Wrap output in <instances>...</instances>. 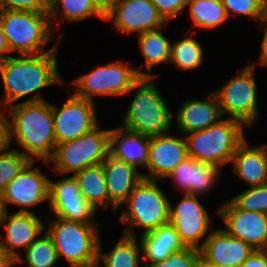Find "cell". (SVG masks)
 <instances>
[{"label":"cell","mask_w":267,"mask_h":267,"mask_svg":"<svg viewBox=\"0 0 267 267\" xmlns=\"http://www.w3.org/2000/svg\"><path fill=\"white\" fill-rule=\"evenodd\" d=\"M102 164L109 194V207L113 208L114 213H116L136 185L143 179V174L138 173L136 167L110 155Z\"/></svg>","instance_id":"obj_21"},{"label":"cell","mask_w":267,"mask_h":267,"mask_svg":"<svg viewBox=\"0 0 267 267\" xmlns=\"http://www.w3.org/2000/svg\"><path fill=\"white\" fill-rule=\"evenodd\" d=\"M154 77H141L131 88L136 90L128 106L121 127L147 136L169 131L173 113L161 97Z\"/></svg>","instance_id":"obj_4"},{"label":"cell","mask_w":267,"mask_h":267,"mask_svg":"<svg viewBox=\"0 0 267 267\" xmlns=\"http://www.w3.org/2000/svg\"><path fill=\"white\" fill-rule=\"evenodd\" d=\"M110 128L102 129L98 125L91 132L56 145L53 157V169L58 175L73 172L102 163L109 155Z\"/></svg>","instance_id":"obj_8"},{"label":"cell","mask_w":267,"mask_h":267,"mask_svg":"<svg viewBox=\"0 0 267 267\" xmlns=\"http://www.w3.org/2000/svg\"><path fill=\"white\" fill-rule=\"evenodd\" d=\"M198 267H211V266L201 261Z\"/></svg>","instance_id":"obj_46"},{"label":"cell","mask_w":267,"mask_h":267,"mask_svg":"<svg viewBox=\"0 0 267 267\" xmlns=\"http://www.w3.org/2000/svg\"><path fill=\"white\" fill-rule=\"evenodd\" d=\"M187 157L185 137H175L167 133L151 136L146 166L148 174H143V178L157 181L165 179Z\"/></svg>","instance_id":"obj_17"},{"label":"cell","mask_w":267,"mask_h":267,"mask_svg":"<svg viewBox=\"0 0 267 267\" xmlns=\"http://www.w3.org/2000/svg\"><path fill=\"white\" fill-rule=\"evenodd\" d=\"M9 142L13 140L30 161L38 158L49 165L56 149L52 105L37 93L28 100L10 105ZM15 137V139L13 138Z\"/></svg>","instance_id":"obj_1"},{"label":"cell","mask_w":267,"mask_h":267,"mask_svg":"<svg viewBox=\"0 0 267 267\" xmlns=\"http://www.w3.org/2000/svg\"><path fill=\"white\" fill-rule=\"evenodd\" d=\"M192 37L189 36L174 44L171 43L169 64L172 63L183 71H189L202 65L204 52L201 43Z\"/></svg>","instance_id":"obj_31"},{"label":"cell","mask_w":267,"mask_h":267,"mask_svg":"<svg viewBox=\"0 0 267 267\" xmlns=\"http://www.w3.org/2000/svg\"><path fill=\"white\" fill-rule=\"evenodd\" d=\"M49 207L56 217L85 224H98L93 218L98 211L82 196L73 175L56 182L50 180Z\"/></svg>","instance_id":"obj_15"},{"label":"cell","mask_w":267,"mask_h":267,"mask_svg":"<svg viewBox=\"0 0 267 267\" xmlns=\"http://www.w3.org/2000/svg\"><path fill=\"white\" fill-rule=\"evenodd\" d=\"M119 32L138 34L163 28L166 21L149 0H119L106 15Z\"/></svg>","instance_id":"obj_16"},{"label":"cell","mask_w":267,"mask_h":267,"mask_svg":"<svg viewBox=\"0 0 267 267\" xmlns=\"http://www.w3.org/2000/svg\"><path fill=\"white\" fill-rule=\"evenodd\" d=\"M140 245L149 263L163 261L171 253L185 248L176 229L171 223L161 225L155 230L142 234Z\"/></svg>","instance_id":"obj_25"},{"label":"cell","mask_w":267,"mask_h":267,"mask_svg":"<svg viewBox=\"0 0 267 267\" xmlns=\"http://www.w3.org/2000/svg\"><path fill=\"white\" fill-rule=\"evenodd\" d=\"M150 136L129 131L121 126L111 129L109 155L138 167L147 166Z\"/></svg>","instance_id":"obj_24"},{"label":"cell","mask_w":267,"mask_h":267,"mask_svg":"<svg viewBox=\"0 0 267 267\" xmlns=\"http://www.w3.org/2000/svg\"><path fill=\"white\" fill-rule=\"evenodd\" d=\"M240 267H267V251L254 250Z\"/></svg>","instance_id":"obj_40"},{"label":"cell","mask_w":267,"mask_h":267,"mask_svg":"<svg viewBox=\"0 0 267 267\" xmlns=\"http://www.w3.org/2000/svg\"><path fill=\"white\" fill-rule=\"evenodd\" d=\"M24 253L28 267H53L59 260L53 240L47 232L32 242Z\"/></svg>","instance_id":"obj_32"},{"label":"cell","mask_w":267,"mask_h":267,"mask_svg":"<svg viewBox=\"0 0 267 267\" xmlns=\"http://www.w3.org/2000/svg\"><path fill=\"white\" fill-rule=\"evenodd\" d=\"M119 0H92L95 7L106 17Z\"/></svg>","instance_id":"obj_42"},{"label":"cell","mask_w":267,"mask_h":267,"mask_svg":"<svg viewBox=\"0 0 267 267\" xmlns=\"http://www.w3.org/2000/svg\"><path fill=\"white\" fill-rule=\"evenodd\" d=\"M57 52L8 57L0 63L3 100L0 109L51 85H64L57 68Z\"/></svg>","instance_id":"obj_2"},{"label":"cell","mask_w":267,"mask_h":267,"mask_svg":"<svg viewBox=\"0 0 267 267\" xmlns=\"http://www.w3.org/2000/svg\"><path fill=\"white\" fill-rule=\"evenodd\" d=\"M127 209L120 214V221L125 223V235L135 237L134 226L144 228L148 233L161 225L169 223V203L157 180L143 178L124 202Z\"/></svg>","instance_id":"obj_7"},{"label":"cell","mask_w":267,"mask_h":267,"mask_svg":"<svg viewBox=\"0 0 267 267\" xmlns=\"http://www.w3.org/2000/svg\"><path fill=\"white\" fill-rule=\"evenodd\" d=\"M216 213L228 235L241 239L255 250L267 249V214L241 210L231 200H226Z\"/></svg>","instance_id":"obj_13"},{"label":"cell","mask_w":267,"mask_h":267,"mask_svg":"<svg viewBox=\"0 0 267 267\" xmlns=\"http://www.w3.org/2000/svg\"><path fill=\"white\" fill-rule=\"evenodd\" d=\"M128 64L112 62L105 66H98L93 71L73 80L72 83L76 85L73 94L93 101L92 98L96 95L119 96L129 93L141 77H146V72L133 69Z\"/></svg>","instance_id":"obj_10"},{"label":"cell","mask_w":267,"mask_h":267,"mask_svg":"<svg viewBox=\"0 0 267 267\" xmlns=\"http://www.w3.org/2000/svg\"><path fill=\"white\" fill-rule=\"evenodd\" d=\"M50 0H0V10L49 13Z\"/></svg>","instance_id":"obj_37"},{"label":"cell","mask_w":267,"mask_h":267,"mask_svg":"<svg viewBox=\"0 0 267 267\" xmlns=\"http://www.w3.org/2000/svg\"><path fill=\"white\" fill-rule=\"evenodd\" d=\"M73 176L82 196L96 211L99 207L109 209V194L102 163L86 167Z\"/></svg>","instance_id":"obj_26"},{"label":"cell","mask_w":267,"mask_h":267,"mask_svg":"<svg viewBox=\"0 0 267 267\" xmlns=\"http://www.w3.org/2000/svg\"><path fill=\"white\" fill-rule=\"evenodd\" d=\"M90 267H100L98 264H96V265H93V266H90Z\"/></svg>","instance_id":"obj_47"},{"label":"cell","mask_w":267,"mask_h":267,"mask_svg":"<svg viewBox=\"0 0 267 267\" xmlns=\"http://www.w3.org/2000/svg\"><path fill=\"white\" fill-rule=\"evenodd\" d=\"M30 160L18 149L0 155V192L18 175Z\"/></svg>","instance_id":"obj_34"},{"label":"cell","mask_w":267,"mask_h":267,"mask_svg":"<svg viewBox=\"0 0 267 267\" xmlns=\"http://www.w3.org/2000/svg\"><path fill=\"white\" fill-rule=\"evenodd\" d=\"M203 240L201 261L211 267H240L255 250L223 229H213Z\"/></svg>","instance_id":"obj_18"},{"label":"cell","mask_w":267,"mask_h":267,"mask_svg":"<svg viewBox=\"0 0 267 267\" xmlns=\"http://www.w3.org/2000/svg\"><path fill=\"white\" fill-rule=\"evenodd\" d=\"M137 242L136 237L124 234L114 248L105 254L99 242L97 264L101 266L103 263L104 267H140L139 253L142 252V246L139 247Z\"/></svg>","instance_id":"obj_28"},{"label":"cell","mask_w":267,"mask_h":267,"mask_svg":"<svg viewBox=\"0 0 267 267\" xmlns=\"http://www.w3.org/2000/svg\"><path fill=\"white\" fill-rule=\"evenodd\" d=\"M261 23L260 25H263V39L261 42V49H260V54H259V62L258 66H267V11L263 18L258 22ZM266 23V24H265ZM265 24V25H264Z\"/></svg>","instance_id":"obj_41"},{"label":"cell","mask_w":267,"mask_h":267,"mask_svg":"<svg viewBox=\"0 0 267 267\" xmlns=\"http://www.w3.org/2000/svg\"><path fill=\"white\" fill-rule=\"evenodd\" d=\"M98 224H85L56 217L46 229L52 238L59 258L70 267H90L98 262L100 234Z\"/></svg>","instance_id":"obj_6"},{"label":"cell","mask_w":267,"mask_h":267,"mask_svg":"<svg viewBox=\"0 0 267 267\" xmlns=\"http://www.w3.org/2000/svg\"><path fill=\"white\" fill-rule=\"evenodd\" d=\"M7 53H11V52H10V49L8 47L5 35H4L2 28L0 26V63L3 62L8 57H10L9 55L6 56Z\"/></svg>","instance_id":"obj_43"},{"label":"cell","mask_w":267,"mask_h":267,"mask_svg":"<svg viewBox=\"0 0 267 267\" xmlns=\"http://www.w3.org/2000/svg\"><path fill=\"white\" fill-rule=\"evenodd\" d=\"M15 264H17V260L14 257L0 250V267H12Z\"/></svg>","instance_id":"obj_44"},{"label":"cell","mask_w":267,"mask_h":267,"mask_svg":"<svg viewBox=\"0 0 267 267\" xmlns=\"http://www.w3.org/2000/svg\"><path fill=\"white\" fill-rule=\"evenodd\" d=\"M257 63L245 65L233 78L213 93L215 94L223 116L241 122L244 127L252 126L259 117L257 104V86L254 75Z\"/></svg>","instance_id":"obj_9"},{"label":"cell","mask_w":267,"mask_h":267,"mask_svg":"<svg viewBox=\"0 0 267 267\" xmlns=\"http://www.w3.org/2000/svg\"><path fill=\"white\" fill-rule=\"evenodd\" d=\"M183 199L174 207L169 203V223L178 233L185 247L200 250L201 239L209 231V212L195 195L184 194ZM200 241V243H199Z\"/></svg>","instance_id":"obj_12"},{"label":"cell","mask_w":267,"mask_h":267,"mask_svg":"<svg viewBox=\"0 0 267 267\" xmlns=\"http://www.w3.org/2000/svg\"><path fill=\"white\" fill-rule=\"evenodd\" d=\"M230 200L241 210L267 214V183L249 187Z\"/></svg>","instance_id":"obj_33"},{"label":"cell","mask_w":267,"mask_h":267,"mask_svg":"<svg viewBox=\"0 0 267 267\" xmlns=\"http://www.w3.org/2000/svg\"><path fill=\"white\" fill-rule=\"evenodd\" d=\"M187 6L194 27L214 29L228 19L221 0H188Z\"/></svg>","instance_id":"obj_30"},{"label":"cell","mask_w":267,"mask_h":267,"mask_svg":"<svg viewBox=\"0 0 267 267\" xmlns=\"http://www.w3.org/2000/svg\"><path fill=\"white\" fill-rule=\"evenodd\" d=\"M228 18L243 15L260 21L267 11V0H221Z\"/></svg>","instance_id":"obj_35"},{"label":"cell","mask_w":267,"mask_h":267,"mask_svg":"<svg viewBox=\"0 0 267 267\" xmlns=\"http://www.w3.org/2000/svg\"><path fill=\"white\" fill-rule=\"evenodd\" d=\"M166 22L175 19L187 7L188 0H149Z\"/></svg>","instance_id":"obj_38"},{"label":"cell","mask_w":267,"mask_h":267,"mask_svg":"<svg viewBox=\"0 0 267 267\" xmlns=\"http://www.w3.org/2000/svg\"><path fill=\"white\" fill-rule=\"evenodd\" d=\"M221 169L213 164L203 163L187 157L166 178H173L176 186L184 194L203 195L212 189L218 181Z\"/></svg>","instance_id":"obj_20"},{"label":"cell","mask_w":267,"mask_h":267,"mask_svg":"<svg viewBox=\"0 0 267 267\" xmlns=\"http://www.w3.org/2000/svg\"><path fill=\"white\" fill-rule=\"evenodd\" d=\"M4 223H6V237L2 240L3 235L0 233V250L14 257L19 264L24 259L17 250L22 247L26 250L46 226L42 223L41 217H37L34 212L9 214L5 211L0 217V227Z\"/></svg>","instance_id":"obj_19"},{"label":"cell","mask_w":267,"mask_h":267,"mask_svg":"<svg viewBox=\"0 0 267 267\" xmlns=\"http://www.w3.org/2000/svg\"><path fill=\"white\" fill-rule=\"evenodd\" d=\"M5 211H6V208L3 202V195H2V192H0V217L5 213Z\"/></svg>","instance_id":"obj_45"},{"label":"cell","mask_w":267,"mask_h":267,"mask_svg":"<svg viewBox=\"0 0 267 267\" xmlns=\"http://www.w3.org/2000/svg\"><path fill=\"white\" fill-rule=\"evenodd\" d=\"M231 162L233 173L250 187L267 183V144L250 147L245 139L237 147Z\"/></svg>","instance_id":"obj_23"},{"label":"cell","mask_w":267,"mask_h":267,"mask_svg":"<svg viewBox=\"0 0 267 267\" xmlns=\"http://www.w3.org/2000/svg\"><path fill=\"white\" fill-rule=\"evenodd\" d=\"M201 262L200 250L185 247L171 253L163 261L150 263L145 267H198Z\"/></svg>","instance_id":"obj_36"},{"label":"cell","mask_w":267,"mask_h":267,"mask_svg":"<svg viewBox=\"0 0 267 267\" xmlns=\"http://www.w3.org/2000/svg\"><path fill=\"white\" fill-rule=\"evenodd\" d=\"M0 26L10 52L19 55H39L58 52L59 41L52 48L44 50L55 32L50 23L49 13L33 11L0 10Z\"/></svg>","instance_id":"obj_3"},{"label":"cell","mask_w":267,"mask_h":267,"mask_svg":"<svg viewBox=\"0 0 267 267\" xmlns=\"http://www.w3.org/2000/svg\"><path fill=\"white\" fill-rule=\"evenodd\" d=\"M59 9H62V14L60 17L69 22H80L94 15L102 20H105V16L95 7L92 0H50L49 16L54 32L56 30H54L55 27L53 24L55 22L59 23L57 21L58 19H56L58 18V12L61 13Z\"/></svg>","instance_id":"obj_29"},{"label":"cell","mask_w":267,"mask_h":267,"mask_svg":"<svg viewBox=\"0 0 267 267\" xmlns=\"http://www.w3.org/2000/svg\"><path fill=\"white\" fill-rule=\"evenodd\" d=\"M141 55L144 57L148 71L146 77H154L151 69L155 65L168 63L170 60L171 43L159 29L138 34Z\"/></svg>","instance_id":"obj_27"},{"label":"cell","mask_w":267,"mask_h":267,"mask_svg":"<svg viewBox=\"0 0 267 267\" xmlns=\"http://www.w3.org/2000/svg\"><path fill=\"white\" fill-rule=\"evenodd\" d=\"M243 126L237 120L223 118L204 130L183 135L188 156L219 168L231 163L237 147L246 139Z\"/></svg>","instance_id":"obj_5"},{"label":"cell","mask_w":267,"mask_h":267,"mask_svg":"<svg viewBox=\"0 0 267 267\" xmlns=\"http://www.w3.org/2000/svg\"><path fill=\"white\" fill-rule=\"evenodd\" d=\"M222 111L215 94L208 95L207 100H186L176 115L180 131L188 134L200 131L218 123L222 119ZM221 118V119H220Z\"/></svg>","instance_id":"obj_22"},{"label":"cell","mask_w":267,"mask_h":267,"mask_svg":"<svg viewBox=\"0 0 267 267\" xmlns=\"http://www.w3.org/2000/svg\"><path fill=\"white\" fill-rule=\"evenodd\" d=\"M33 163L29 161L2 192L6 211L8 203H11L20 206L18 212L33 213L27 207L45 200L49 202L50 179L41 173L39 167L33 168Z\"/></svg>","instance_id":"obj_14"},{"label":"cell","mask_w":267,"mask_h":267,"mask_svg":"<svg viewBox=\"0 0 267 267\" xmlns=\"http://www.w3.org/2000/svg\"><path fill=\"white\" fill-rule=\"evenodd\" d=\"M10 148L9 120L3 109L0 110V155Z\"/></svg>","instance_id":"obj_39"},{"label":"cell","mask_w":267,"mask_h":267,"mask_svg":"<svg viewBox=\"0 0 267 267\" xmlns=\"http://www.w3.org/2000/svg\"><path fill=\"white\" fill-rule=\"evenodd\" d=\"M51 105L56 144L74 140L99 125L93 101L73 94L59 110Z\"/></svg>","instance_id":"obj_11"}]
</instances>
